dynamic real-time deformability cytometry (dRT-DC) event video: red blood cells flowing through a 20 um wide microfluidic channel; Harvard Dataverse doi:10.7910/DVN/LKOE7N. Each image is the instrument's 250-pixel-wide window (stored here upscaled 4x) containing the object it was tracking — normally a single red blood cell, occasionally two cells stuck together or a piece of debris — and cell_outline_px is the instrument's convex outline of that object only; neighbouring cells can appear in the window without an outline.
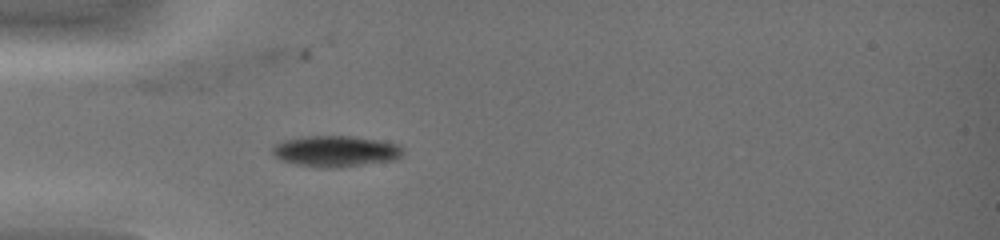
{"species": "common noctule bat (a hibernating species)", "species_latin": "Nyctalus noctula", "temperature_condition": "warm", "stored_images_in_passage": 28, "camera_frame_rate_fps": 3000, "um_per_image_px": 0.085, "animal": {"sex": "female", "body_mass_g": 19.0, "forearm_length_mm": 51.5}, "frame": {"image": 1, "passage_image": 1, "time_ms": 0.0, "image_size_px": [1000, 240], "cell_outline_px": [[404, 152], [396, 160], [340, 168], [320, 168], [296, 164], [280, 160], [272, 156], [272, 148], [276, 144], [284, 140], [300, 136], [352, 136], [400, 144], [404, 148]], "centroid_in_image_um": [28.53, 12.86], "position_along_channel_um": 56.5, "area_um2": 24.04}}
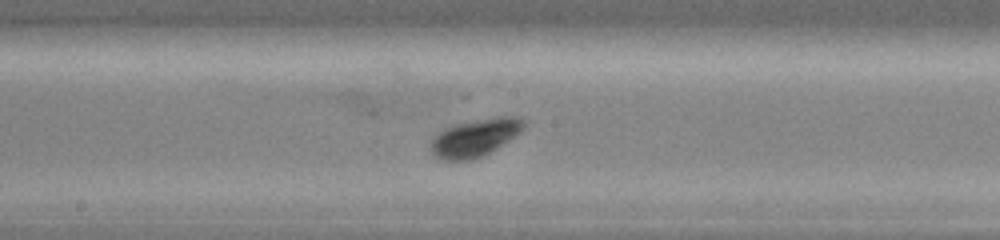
{"frame": {"image": 2, "passage_image": 12, "time_ms": 3.667, "image_size_px": [1000, 240], "cell_outline_px": [[524, 128], [520, 132], [496, 148], [472, 160], [444, 160], [432, 156], [432, 140], [436, 132], [452, 124], [496, 116], [516, 116], [524, 120]], "centroid_in_image_um": [40.35, 11.68], "position_along_channel_um": 207.9, "area_um2": 20.35}}
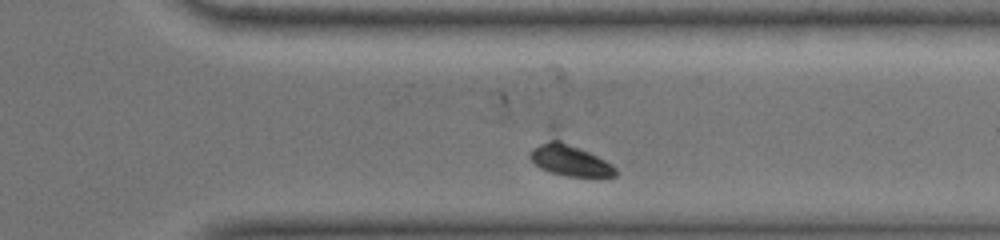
{"frame": {"image": 3, "passage_image": 23, "time_ms": 7.333, "image_size_px": [1000, 240], "cell_outline_px": [[616, 176], [568, 176], [552, 172], [540, 168], [528, 156], [532, 148], [548, 120], [552, 120], [612, 164], [616, 168]], "centroid_in_image_um": [48.25, 13.13], "position_along_channel_um": 363.1, "area_um2": 20.23}}